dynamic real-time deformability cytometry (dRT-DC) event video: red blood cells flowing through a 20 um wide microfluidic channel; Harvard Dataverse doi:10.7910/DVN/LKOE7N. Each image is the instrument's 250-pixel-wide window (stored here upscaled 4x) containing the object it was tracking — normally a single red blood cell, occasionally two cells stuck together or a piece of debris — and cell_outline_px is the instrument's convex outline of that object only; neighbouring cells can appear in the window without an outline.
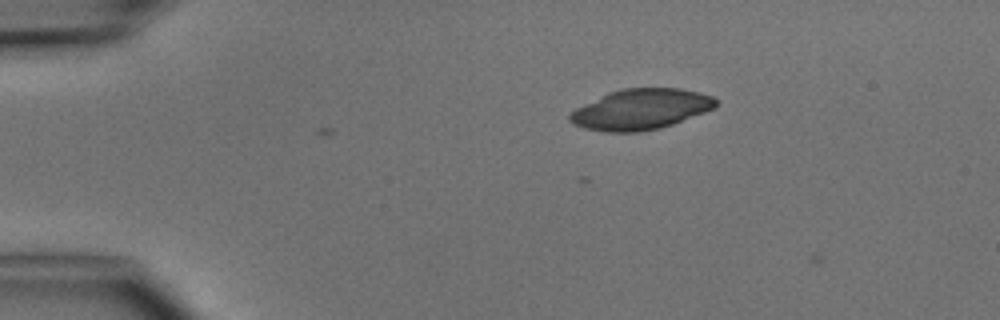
{"species": "common noctule bat (a hibernating species)", "species_latin": "Nyctalus noctula", "temperature_condition": "cold", "stored_images_in_passage": 2, "camera_frame_rate_fps": 3000, "um_per_image_px": 0.085, "animal": {"sex": "male", "body_mass_g": 15.6}, "frame": {"image": 1, "passage_image": 1, "time_ms": 0.0, "image_size_px": [1000, 320], "cell_outline_px": [[716, 108], [672, 124], [660, 128], [636, 132], [608, 132], [584, 128], [572, 124], [568, 120], [568, 112], [608, 92], [620, 88], [680, 88], [700, 92], [712, 96], [716, 100]], "centroid_in_image_um": [54.44, 9.28], "position_along_channel_um": 30.6, "area_um2": 34.62}}